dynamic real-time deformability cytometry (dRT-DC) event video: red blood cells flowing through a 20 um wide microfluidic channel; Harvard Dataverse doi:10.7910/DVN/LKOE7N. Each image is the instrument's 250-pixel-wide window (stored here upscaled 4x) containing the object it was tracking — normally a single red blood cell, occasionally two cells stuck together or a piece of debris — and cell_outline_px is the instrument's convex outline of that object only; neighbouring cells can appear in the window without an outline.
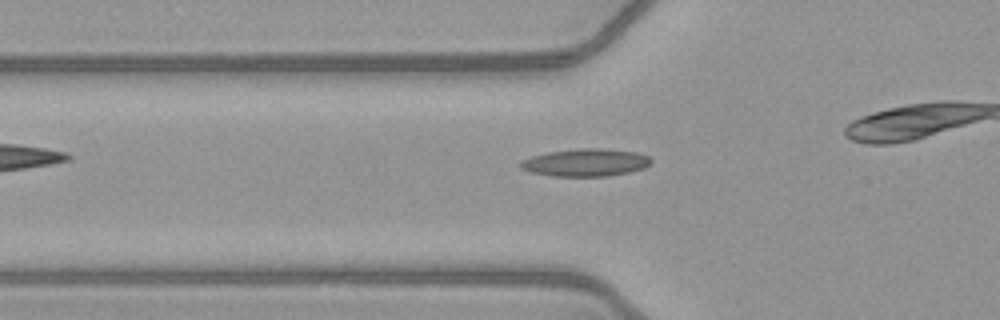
{"species": "common noctule bat (a hibernating species)", "species_latin": "Nyctalus noctula", "temperature_condition": "warm", "stored_images_in_passage": 26, "camera_frame_rate_fps": 3000, "um_per_image_px": 0.085, "animal": {"sex": "female", "body_mass_g": 21.9}, "frame": {"image": 1, "passage_image": 2, "time_ms": 0.333, "image_size_px": [1000, 320], "cell_outline_px": [[652, 160], [644, 168], [628, 172], [608, 176], [552, 176], [532, 172], [520, 168], [520, 160], [532, 156], [548, 152], [580, 148], [600, 148], [636, 152], [648, 156]], "centroid_in_image_um": [49.75, 13.81], "position_along_channel_um": 76.0, "area_um2": 20.87}}
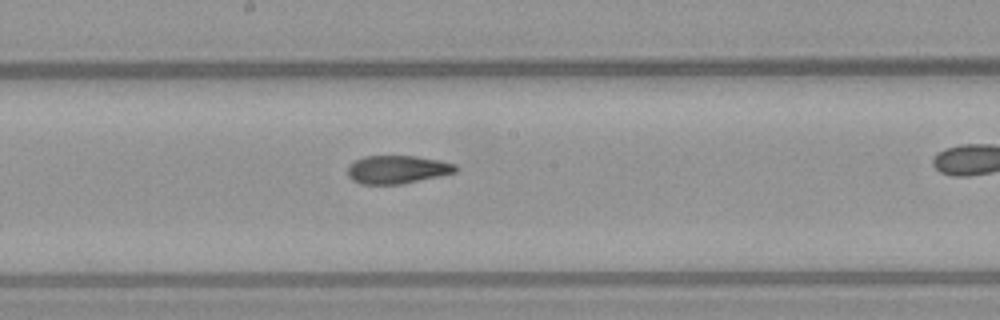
{"frame": {"image": 2, "passage_image": 12, "time_ms": 3.667, "image_size_px": [1000, 320], "cell_outline_px": [[456, 172], [400, 184], [360, 184], [352, 180], [348, 176], [348, 168], [356, 160], [364, 156], [416, 156], [440, 160], [456, 164]], "centroid_in_image_um": [33.75, 14.4], "position_along_channel_um": 214.4, "area_um2": 17.51}}
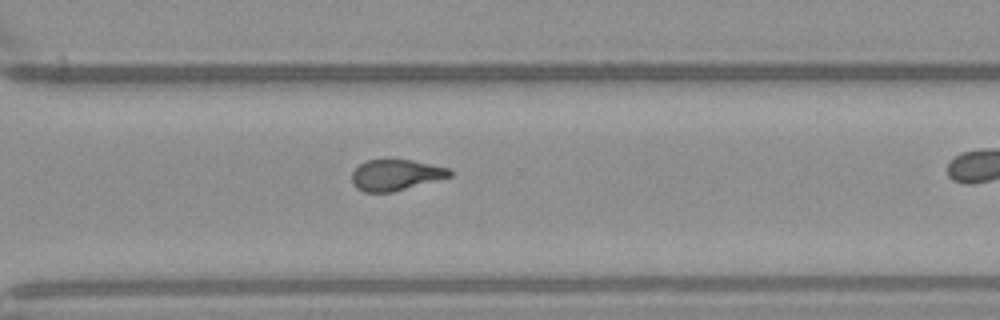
{"frame": {"image": 3, "passage_image": 21, "time_ms": 6.667, "image_size_px": [1000, 320], "cell_outline_px": [[452, 176], [392, 192], [364, 192], [356, 188], [352, 184], [352, 172], [360, 164], [368, 160], [412, 160], [448, 168], [452, 172]], "centroid_in_image_um": [33.62, 14.88], "position_along_channel_um": 337.0, "area_um2": 17.46}}